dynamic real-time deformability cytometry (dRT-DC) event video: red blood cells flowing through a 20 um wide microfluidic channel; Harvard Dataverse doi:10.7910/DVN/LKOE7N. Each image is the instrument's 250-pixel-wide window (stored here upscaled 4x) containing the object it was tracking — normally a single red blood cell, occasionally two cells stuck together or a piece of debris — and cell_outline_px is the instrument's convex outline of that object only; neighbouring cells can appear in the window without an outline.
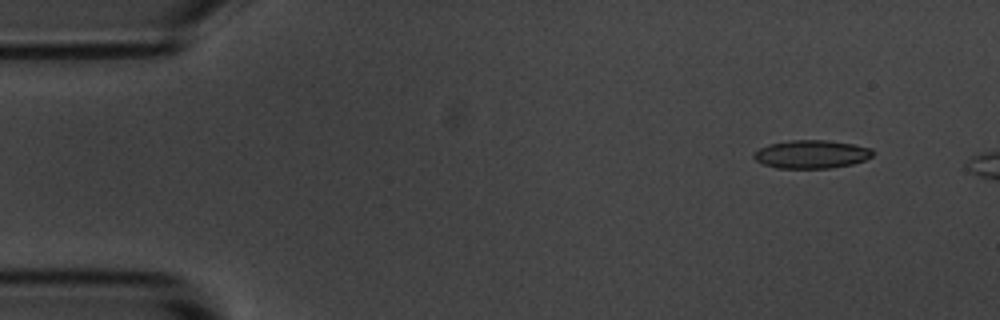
{"species": "common noctule bat (a hibernating species)", "species_latin": "Nyctalus noctula", "temperature_condition": "room temperature", "stored_images_in_passage": 3, "camera_frame_rate_fps": 3000, "um_per_image_px": 0.085, "animal": {"sex": "male", "body_mass_g": 20.1, "forearm_length_mm": 53.5}, "frame": {"image": 1, "passage_image": 1, "time_ms": 0.0, "image_size_px": [1000, 320], "cell_outline_px": [[872, 156], [864, 160], [852, 164], [828, 168], [776, 168], [764, 164], [756, 160], [752, 156], [760, 148], [768, 144], [792, 140], [828, 140], [852, 144], [872, 148]], "centroid_in_image_um": [68.97, 13.11], "position_along_channel_um": 16.0, "area_um2": 19.42}}